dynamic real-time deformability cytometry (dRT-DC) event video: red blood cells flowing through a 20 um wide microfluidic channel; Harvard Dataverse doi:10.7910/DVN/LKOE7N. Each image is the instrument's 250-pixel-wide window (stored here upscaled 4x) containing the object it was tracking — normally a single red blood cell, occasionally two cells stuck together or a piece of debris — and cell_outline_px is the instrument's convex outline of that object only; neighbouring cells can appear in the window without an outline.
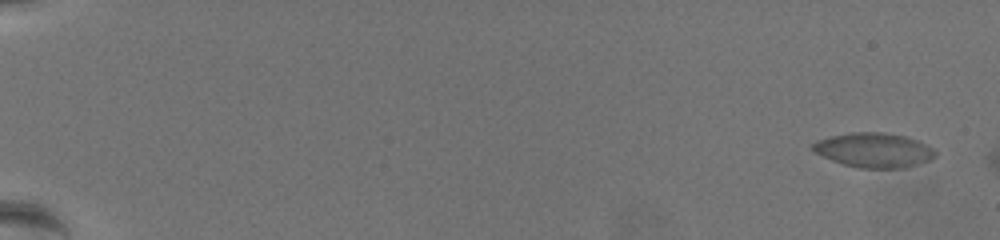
{"species": "common noctule bat (a hibernating species)", "species_latin": "Nyctalus noctula", "temperature_condition": "warm", "stored_images_in_passage": 12, "segment_of_instrument_passage": [1, 2], "camera_frame_rate_fps": 3000, "um_per_image_px": 0.085, "animal": {"sex": "female", "body_mass_g": 19.5, "forearm_length_mm": 54.1}, "frame": {"image": 1, "passage_image": 4, "time_ms": 1.0, "image_size_px": [1000, 240], "cell_outline_px": [[936, 156], [928, 160], [904, 168], [860, 168], [844, 164], [832, 160], [816, 152], [812, 148], [812, 144], [816, 140], [832, 136], [852, 132], [880, 132], [904, 136], [916, 140], [932, 148], [936, 152]], "centroid_in_image_um": [74.27, 12.76], "position_along_channel_um": 10.7, "area_um2": 24.28}}